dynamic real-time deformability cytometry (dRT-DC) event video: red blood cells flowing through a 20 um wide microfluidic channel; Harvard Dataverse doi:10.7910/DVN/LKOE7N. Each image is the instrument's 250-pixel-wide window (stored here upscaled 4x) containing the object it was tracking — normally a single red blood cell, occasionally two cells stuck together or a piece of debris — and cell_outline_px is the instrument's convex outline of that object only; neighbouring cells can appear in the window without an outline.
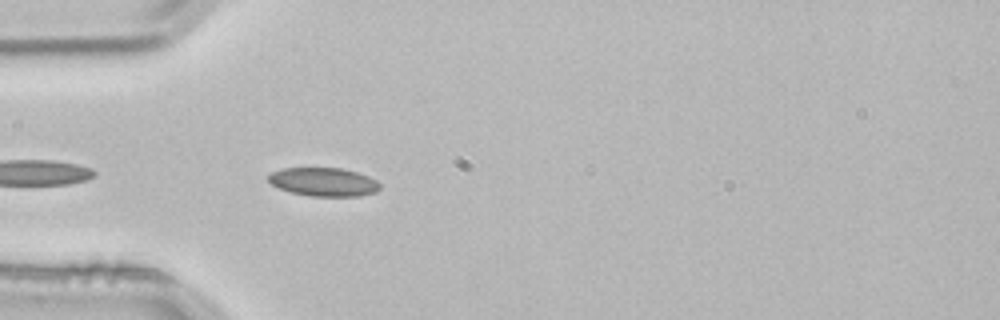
{"species": "common noctule bat (a hibernating species)", "species_latin": "Nyctalus noctula", "temperature_condition": "room temperature", "stored_images_in_passage": 3, "camera_frame_rate_fps": 3000, "um_per_image_px": 0.085, "animal": {"sex": "male", "body_mass_g": 21.5, "forearm_length_mm": 52.0}, "frame": {"image": 1, "passage_image": 3, "time_ms": 0.667, "image_size_px": [1000, 320], "cell_outline_px": [[380, 188], [376, 192], [360, 196], [312, 196], [292, 192], [280, 188], [272, 184], [268, 180], [268, 176], [272, 172], [280, 168], [340, 168], [356, 172], [368, 176], [376, 180], [380, 184]], "centroid_in_image_um": [27.52, 15.46], "position_along_channel_um": 57.5, "area_um2": 18.44}}